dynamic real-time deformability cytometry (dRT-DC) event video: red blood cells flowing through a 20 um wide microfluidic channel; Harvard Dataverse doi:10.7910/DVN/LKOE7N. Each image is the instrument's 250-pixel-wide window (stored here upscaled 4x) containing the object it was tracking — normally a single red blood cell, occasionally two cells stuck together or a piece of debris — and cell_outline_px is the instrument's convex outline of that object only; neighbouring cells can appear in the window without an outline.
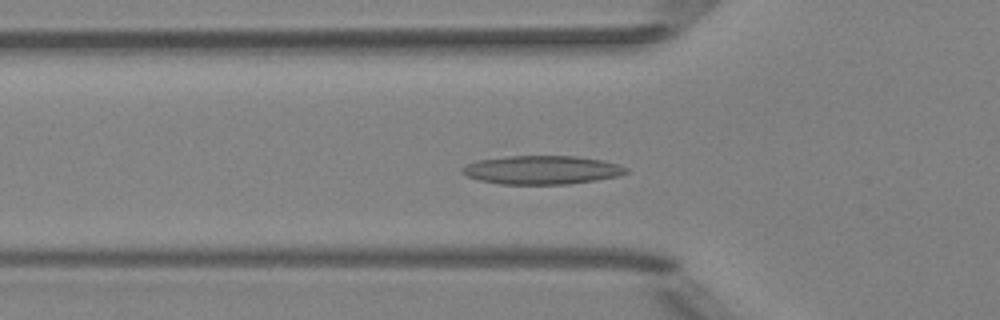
{"species": "Egyptian fruit bat (a non-hibernating species)", "species_latin": "Rousettus aegyptiacus", "temperature_condition": "room temperature", "stored_images_in_passage": 38, "camera_frame_rate_fps": 3000, "um_per_image_px": 0.085, "animal": {"sex": "female"}, "frame": {"image": 1, "passage_image": 4, "time_ms": 1.0, "image_size_px": [1000, 320], "cell_outline_px": [[628, 172], [616, 176], [596, 180], [568, 184], [500, 184], [480, 180], [468, 176], [460, 172], [460, 168], [476, 160], [508, 156], [576, 156], [600, 160], [616, 164], [628, 168]], "centroid_in_image_um": [46.02, 14.44], "position_along_channel_um": 79.8, "area_um2": 27.17}}
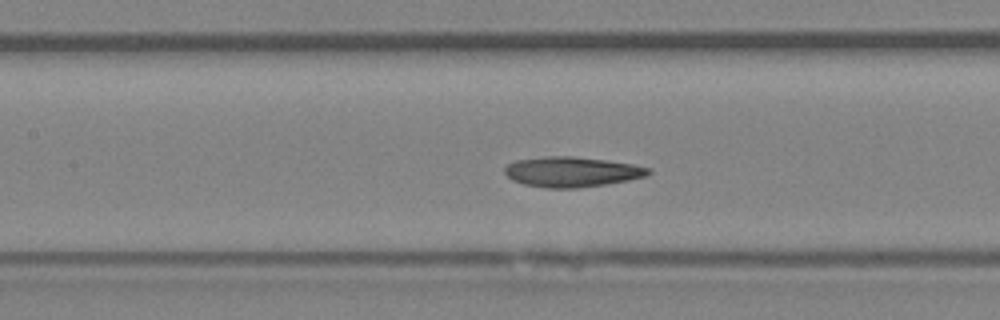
{"frame": {"image": 2, "passage_image": 10, "time_ms": 3.0, "image_size_px": [1000, 320], "cell_outline_px": [[652, 172], [648, 176], [628, 180], [604, 184], [576, 188], [548, 188], [524, 184], [512, 180], [504, 172], [504, 168], [508, 164], [516, 160], [548, 156], [572, 156], [604, 160], [632, 164], [652, 168]], "centroid_in_image_um": [48.62, 14.6], "position_along_channel_um": 158.8, "area_um2": 25.14}}
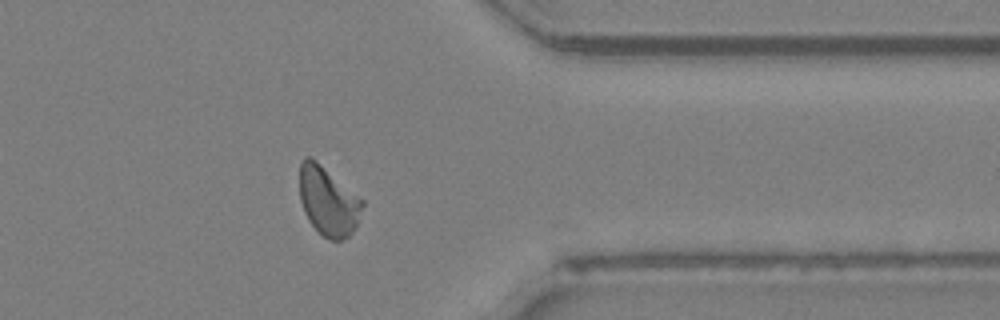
{"frame": {"image": 3, "passage_image": 28, "time_ms": 9.0, "image_size_px": [1000, 320], "cell_outline_px": [[364, 204], [356, 224], [352, 232], [348, 236], [340, 240], [332, 240], [324, 236], [308, 220], [304, 212], [300, 200], [300, 164], [304, 156], [312, 156], [364, 200]], "centroid_in_image_um": [27.88, 17.05], "position_along_channel_um": 383.5, "area_um2": 25.14}, "authors_computed_cell_mechanics": {"area_um2": 24.6806, "velocity_mm_per_s": 3.9436, "shape_relaxation_time_tau1_ms": null, "shape_relaxation_time_tau2_ms": 2.9782, "deformation_change_tau1": null, "deformation_change_tau2": 0.1025}}